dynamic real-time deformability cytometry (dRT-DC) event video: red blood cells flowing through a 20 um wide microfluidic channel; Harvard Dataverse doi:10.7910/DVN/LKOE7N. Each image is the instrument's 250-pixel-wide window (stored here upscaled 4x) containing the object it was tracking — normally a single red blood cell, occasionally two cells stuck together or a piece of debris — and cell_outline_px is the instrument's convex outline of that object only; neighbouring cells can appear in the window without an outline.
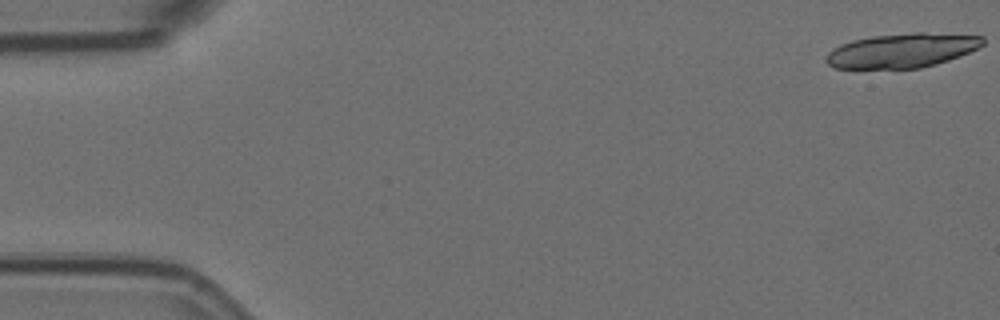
{"species": "Egyptian fruit bat (a non-hibernating species)", "species_latin": "Rousettus aegyptiacus", "temperature_condition": "room temperature", "stored_images_in_passage": 7, "camera_frame_rate_fps": 3000, "um_per_image_px": 0.085, "animal": {"sex": "female"}, "frame": {"image": 1, "passage_image": 1, "time_ms": 0.0, "image_size_px": [1000, 320], "cell_outline_px": [[984, 44], [980, 48], [960, 56], [936, 64], [920, 68], [832, 68], [824, 60], [828, 52], [832, 48], [840, 44], [852, 40], [872, 36], [912, 32], [924, 32], [984, 36]], "centroid_in_image_um": [76.67, 4.28], "position_along_channel_um": 8.3, "area_um2": 31.62}}